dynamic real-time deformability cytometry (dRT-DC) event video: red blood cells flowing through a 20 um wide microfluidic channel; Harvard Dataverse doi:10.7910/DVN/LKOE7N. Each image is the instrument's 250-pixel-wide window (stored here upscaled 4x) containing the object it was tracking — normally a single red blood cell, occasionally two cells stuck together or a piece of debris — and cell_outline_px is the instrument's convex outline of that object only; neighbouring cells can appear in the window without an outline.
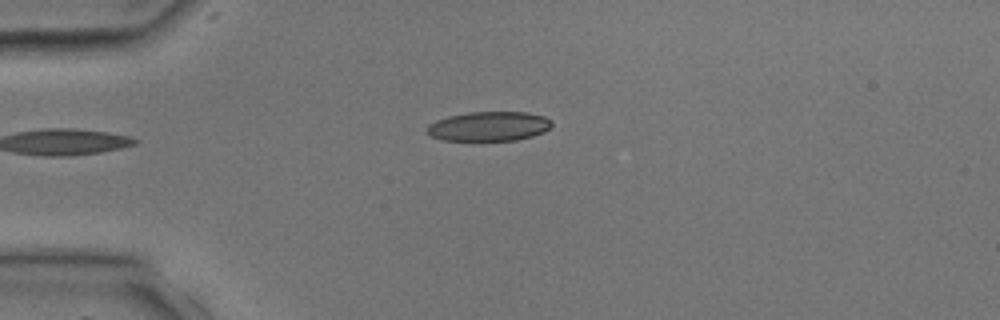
{"species": "common noctule bat (a hibernating species)", "species_latin": "Nyctalus noctula", "temperature_condition": "room temperature", "stored_images_in_passage": 2, "camera_frame_rate_fps": 3000, "um_per_image_px": 0.085, "animal": {"sex": "male", "body_mass_g": 17.9, "forearm_length_mm": 54.2}, "frame": {"image": 1, "passage_image": 1, "time_ms": 0.0, "image_size_px": [1000, 320], "cell_outline_px": [[552, 124], [544, 132], [532, 136], [516, 140], [472, 144], [440, 140], [424, 132], [424, 128], [428, 124], [436, 120], [448, 116], [468, 112], [528, 112], [544, 116], [552, 120]], "centroid_in_image_um": [41.46, 10.79], "position_along_channel_um": 43.5, "area_um2": 22.72}}